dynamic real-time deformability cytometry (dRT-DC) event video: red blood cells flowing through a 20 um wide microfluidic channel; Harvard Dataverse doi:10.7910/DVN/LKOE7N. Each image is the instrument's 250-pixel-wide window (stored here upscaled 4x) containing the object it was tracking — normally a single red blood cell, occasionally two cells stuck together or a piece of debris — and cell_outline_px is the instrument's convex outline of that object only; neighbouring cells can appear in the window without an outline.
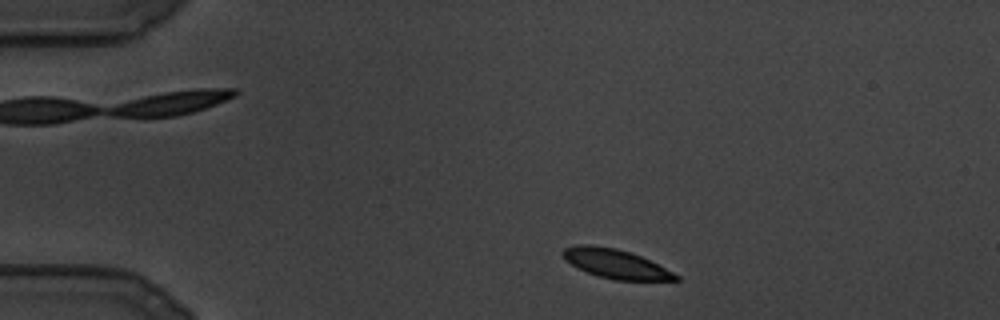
{"species": "common noctule bat (a hibernating species)", "species_latin": "Nyctalus noctula", "temperature_condition": "cold", "stored_images_in_passage": 90, "camera_frame_rate_fps": 3000, "um_per_image_px": 0.085, "animal": {"sex": "male", "body_mass_g": 19.5, "forearm_length_mm": 54.6}, "frame": {"image": 1, "passage_image": 8, "time_ms": 2.333, "image_size_px": [1000, 320], "cell_outline_px": [[680, 280], [616, 280], [596, 276], [576, 268], [564, 260], [560, 252], [564, 248], [580, 244], [588, 244], [616, 248], [640, 256], [680, 276]], "centroid_in_image_um": [52.24, 22.42], "position_along_channel_um": 32.8, "area_um2": 19.13}}
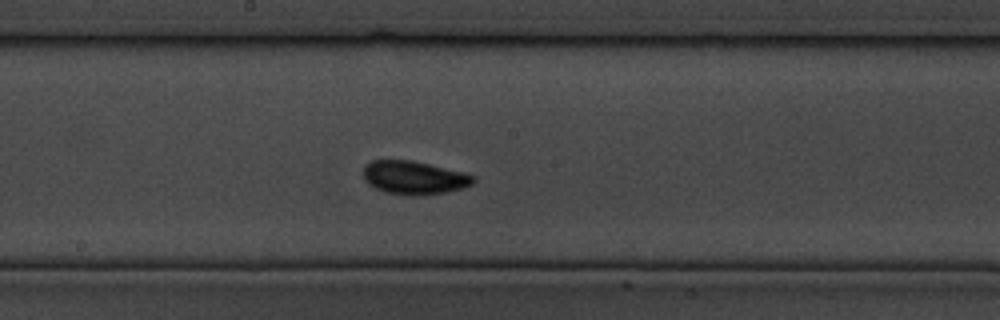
{"frame": {"image": 2, "passage_image": 48, "time_ms": 15.667, "image_size_px": [1000, 320], "cell_outline_px": [[476, 180], [472, 184], [448, 192], [408, 196], [388, 192], [376, 188], [368, 184], [364, 180], [364, 164], [372, 160], [412, 160], [464, 172], [476, 176]], "centroid_in_image_um": [35.2, 15.09], "position_along_channel_um": 213.0, "area_um2": 21.39}}
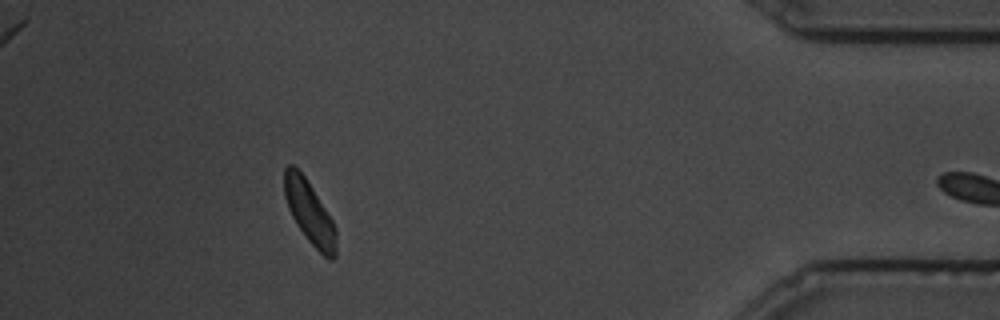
{"frame": {"image": 3, "passage_image": 89, "time_ms": 29.333, "image_size_px": [1000, 320], "cell_outline_px": [[336, 256], [332, 260], [328, 260], [308, 240], [296, 224], [288, 208], [284, 196], [284, 168], [288, 164], [292, 164], [304, 176], [312, 188], [332, 220], [336, 228]], "centroid_in_image_um": [26.3, 18.07], "position_along_channel_um": 408.9, "area_um2": 18.79}}